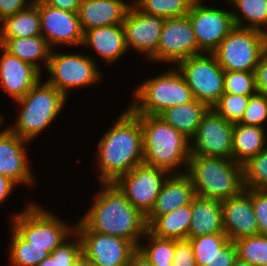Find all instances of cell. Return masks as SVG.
<instances>
[{
  "label": "cell",
  "mask_w": 267,
  "mask_h": 266,
  "mask_svg": "<svg viewBox=\"0 0 267 266\" xmlns=\"http://www.w3.org/2000/svg\"><path fill=\"white\" fill-rule=\"evenodd\" d=\"M128 266H153L142 254L138 251L131 257Z\"/></svg>",
  "instance_id": "obj_48"
},
{
  "label": "cell",
  "mask_w": 267,
  "mask_h": 266,
  "mask_svg": "<svg viewBox=\"0 0 267 266\" xmlns=\"http://www.w3.org/2000/svg\"><path fill=\"white\" fill-rule=\"evenodd\" d=\"M93 57L94 55L90 56L88 53H76V51L60 53L57 49H53L46 68L49 77L45 81L56 87L67 98L73 89L75 91L92 87L104 78Z\"/></svg>",
  "instance_id": "obj_8"
},
{
  "label": "cell",
  "mask_w": 267,
  "mask_h": 266,
  "mask_svg": "<svg viewBox=\"0 0 267 266\" xmlns=\"http://www.w3.org/2000/svg\"><path fill=\"white\" fill-rule=\"evenodd\" d=\"M131 4L132 0H82L78 10L82 32L123 24Z\"/></svg>",
  "instance_id": "obj_22"
},
{
  "label": "cell",
  "mask_w": 267,
  "mask_h": 266,
  "mask_svg": "<svg viewBox=\"0 0 267 266\" xmlns=\"http://www.w3.org/2000/svg\"><path fill=\"white\" fill-rule=\"evenodd\" d=\"M265 41H266V47H267V30L265 31Z\"/></svg>",
  "instance_id": "obj_52"
},
{
  "label": "cell",
  "mask_w": 267,
  "mask_h": 266,
  "mask_svg": "<svg viewBox=\"0 0 267 266\" xmlns=\"http://www.w3.org/2000/svg\"><path fill=\"white\" fill-rule=\"evenodd\" d=\"M41 35L40 13L35 3L0 21V38H26Z\"/></svg>",
  "instance_id": "obj_29"
},
{
  "label": "cell",
  "mask_w": 267,
  "mask_h": 266,
  "mask_svg": "<svg viewBox=\"0 0 267 266\" xmlns=\"http://www.w3.org/2000/svg\"><path fill=\"white\" fill-rule=\"evenodd\" d=\"M252 203L259 235L267 236V190L252 189Z\"/></svg>",
  "instance_id": "obj_41"
},
{
  "label": "cell",
  "mask_w": 267,
  "mask_h": 266,
  "mask_svg": "<svg viewBox=\"0 0 267 266\" xmlns=\"http://www.w3.org/2000/svg\"><path fill=\"white\" fill-rule=\"evenodd\" d=\"M153 266H175L174 263H168V264H164V265H153Z\"/></svg>",
  "instance_id": "obj_51"
},
{
  "label": "cell",
  "mask_w": 267,
  "mask_h": 266,
  "mask_svg": "<svg viewBox=\"0 0 267 266\" xmlns=\"http://www.w3.org/2000/svg\"><path fill=\"white\" fill-rule=\"evenodd\" d=\"M234 243L239 259L252 266H267V236L245 237Z\"/></svg>",
  "instance_id": "obj_35"
},
{
  "label": "cell",
  "mask_w": 267,
  "mask_h": 266,
  "mask_svg": "<svg viewBox=\"0 0 267 266\" xmlns=\"http://www.w3.org/2000/svg\"><path fill=\"white\" fill-rule=\"evenodd\" d=\"M81 47H88L98 53L107 65L115 64L128 53L125 44L123 24L97 27L83 33Z\"/></svg>",
  "instance_id": "obj_23"
},
{
  "label": "cell",
  "mask_w": 267,
  "mask_h": 266,
  "mask_svg": "<svg viewBox=\"0 0 267 266\" xmlns=\"http://www.w3.org/2000/svg\"><path fill=\"white\" fill-rule=\"evenodd\" d=\"M266 48L264 32L235 26L213 54L224 71L255 72Z\"/></svg>",
  "instance_id": "obj_9"
},
{
  "label": "cell",
  "mask_w": 267,
  "mask_h": 266,
  "mask_svg": "<svg viewBox=\"0 0 267 266\" xmlns=\"http://www.w3.org/2000/svg\"><path fill=\"white\" fill-rule=\"evenodd\" d=\"M236 27L267 30V0H225Z\"/></svg>",
  "instance_id": "obj_30"
},
{
  "label": "cell",
  "mask_w": 267,
  "mask_h": 266,
  "mask_svg": "<svg viewBox=\"0 0 267 266\" xmlns=\"http://www.w3.org/2000/svg\"><path fill=\"white\" fill-rule=\"evenodd\" d=\"M191 203L178 207L171 213L157 216L147 230L156 237L167 239H188L191 222Z\"/></svg>",
  "instance_id": "obj_28"
},
{
  "label": "cell",
  "mask_w": 267,
  "mask_h": 266,
  "mask_svg": "<svg viewBox=\"0 0 267 266\" xmlns=\"http://www.w3.org/2000/svg\"><path fill=\"white\" fill-rule=\"evenodd\" d=\"M34 0H0V21L29 7Z\"/></svg>",
  "instance_id": "obj_43"
},
{
  "label": "cell",
  "mask_w": 267,
  "mask_h": 266,
  "mask_svg": "<svg viewBox=\"0 0 267 266\" xmlns=\"http://www.w3.org/2000/svg\"><path fill=\"white\" fill-rule=\"evenodd\" d=\"M138 252L152 265L172 263L175 253V239L159 238L147 230L140 241Z\"/></svg>",
  "instance_id": "obj_32"
},
{
  "label": "cell",
  "mask_w": 267,
  "mask_h": 266,
  "mask_svg": "<svg viewBox=\"0 0 267 266\" xmlns=\"http://www.w3.org/2000/svg\"><path fill=\"white\" fill-rule=\"evenodd\" d=\"M129 107L137 115H159L165 109L195 98L176 66L135 85Z\"/></svg>",
  "instance_id": "obj_6"
},
{
  "label": "cell",
  "mask_w": 267,
  "mask_h": 266,
  "mask_svg": "<svg viewBox=\"0 0 267 266\" xmlns=\"http://www.w3.org/2000/svg\"><path fill=\"white\" fill-rule=\"evenodd\" d=\"M0 89L13 101L24 97L44 76L36 67L7 52L0 45Z\"/></svg>",
  "instance_id": "obj_20"
},
{
  "label": "cell",
  "mask_w": 267,
  "mask_h": 266,
  "mask_svg": "<svg viewBox=\"0 0 267 266\" xmlns=\"http://www.w3.org/2000/svg\"><path fill=\"white\" fill-rule=\"evenodd\" d=\"M267 122V96L256 93L250 96L247 108L239 123L265 128Z\"/></svg>",
  "instance_id": "obj_40"
},
{
  "label": "cell",
  "mask_w": 267,
  "mask_h": 266,
  "mask_svg": "<svg viewBox=\"0 0 267 266\" xmlns=\"http://www.w3.org/2000/svg\"><path fill=\"white\" fill-rule=\"evenodd\" d=\"M164 23L165 18L146 14L132 3L123 22L128 52L134 49L149 62L157 53Z\"/></svg>",
  "instance_id": "obj_16"
},
{
  "label": "cell",
  "mask_w": 267,
  "mask_h": 266,
  "mask_svg": "<svg viewBox=\"0 0 267 266\" xmlns=\"http://www.w3.org/2000/svg\"><path fill=\"white\" fill-rule=\"evenodd\" d=\"M223 229L230 241L259 235L252 203V189L221 201Z\"/></svg>",
  "instance_id": "obj_19"
},
{
  "label": "cell",
  "mask_w": 267,
  "mask_h": 266,
  "mask_svg": "<svg viewBox=\"0 0 267 266\" xmlns=\"http://www.w3.org/2000/svg\"><path fill=\"white\" fill-rule=\"evenodd\" d=\"M204 0H195L187 14L195 33L199 49L213 53L221 41L235 28L231 8L205 5Z\"/></svg>",
  "instance_id": "obj_12"
},
{
  "label": "cell",
  "mask_w": 267,
  "mask_h": 266,
  "mask_svg": "<svg viewBox=\"0 0 267 266\" xmlns=\"http://www.w3.org/2000/svg\"><path fill=\"white\" fill-rule=\"evenodd\" d=\"M10 242L8 260L10 266H37L50 253L44 248L33 246L25 241L12 227H10Z\"/></svg>",
  "instance_id": "obj_31"
},
{
  "label": "cell",
  "mask_w": 267,
  "mask_h": 266,
  "mask_svg": "<svg viewBox=\"0 0 267 266\" xmlns=\"http://www.w3.org/2000/svg\"><path fill=\"white\" fill-rule=\"evenodd\" d=\"M224 93L256 94L255 72L224 71Z\"/></svg>",
  "instance_id": "obj_39"
},
{
  "label": "cell",
  "mask_w": 267,
  "mask_h": 266,
  "mask_svg": "<svg viewBox=\"0 0 267 266\" xmlns=\"http://www.w3.org/2000/svg\"><path fill=\"white\" fill-rule=\"evenodd\" d=\"M45 4L60 10L78 13L82 0H41Z\"/></svg>",
  "instance_id": "obj_46"
},
{
  "label": "cell",
  "mask_w": 267,
  "mask_h": 266,
  "mask_svg": "<svg viewBox=\"0 0 267 266\" xmlns=\"http://www.w3.org/2000/svg\"><path fill=\"white\" fill-rule=\"evenodd\" d=\"M168 176L167 171L143 162L130 172L121 175L114 183L132 206L147 216L154 207L156 197Z\"/></svg>",
  "instance_id": "obj_13"
},
{
  "label": "cell",
  "mask_w": 267,
  "mask_h": 266,
  "mask_svg": "<svg viewBox=\"0 0 267 266\" xmlns=\"http://www.w3.org/2000/svg\"><path fill=\"white\" fill-rule=\"evenodd\" d=\"M245 189L267 190V148L243 164Z\"/></svg>",
  "instance_id": "obj_37"
},
{
  "label": "cell",
  "mask_w": 267,
  "mask_h": 266,
  "mask_svg": "<svg viewBox=\"0 0 267 266\" xmlns=\"http://www.w3.org/2000/svg\"><path fill=\"white\" fill-rule=\"evenodd\" d=\"M95 171L99 183H114L143 163V134L138 115L126 108L98 139Z\"/></svg>",
  "instance_id": "obj_1"
},
{
  "label": "cell",
  "mask_w": 267,
  "mask_h": 266,
  "mask_svg": "<svg viewBox=\"0 0 267 266\" xmlns=\"http://www.w3.org/2000/svg\"><path fill=\"white\" fill-rule=\"evenodd\" d=\"M237 258V249L233 241H229L215 256L213 266H232Z\"/></svg>",
  "instance_id": "obj_45"
},
{
  "label": "cell",
  "mask_w": 267,
  "mask_h": 266,
  "mask_svg": "<svg viewBox=\"0 0 267 266\" xmlns=\"http://www.w3.org/2000/svg\"><path fill=\"white\" fill-rule=\"evenodd\" d=\"M100 186L79 220L89 230L124 238L138 248L147 231L146 216L132 206L115 183Z\"/></svg>",
  "instance_id": "obj_2"
},
{
  "label": "cell",
  "mask_w": 267,
  "mask_h": 266,
  "mask_svg": "<svg viewBox=\"0 0 267 266\" xmlns=\"http://www.w3.org/2000/svg\"><path fill=\"white\" fill-rule=\"evenodd\" d=\"M2 123L4 113L0 114ZM0 130V174L10 178L17 185L31 187L36 183L33 169L28 158L27 145L30 142L12 133L7 127ZM23 184V185H22Z\"/></svg>",
  "instance_id": "obj_18"
},
{
  "label": "cell",
  "mask_w": 267,
  "mask_h": 266,
  "mask_svg": "<svg viewBox=\"0 0 267 266\" xmlns=\"http://www.w3.org/2000/svg\"><path fill=\"white\" fill-rule=\"evenodd\" d=\"M196 100L212 108L224 93V70L213 53H203L176 65Z\"/></svg>",
  "instance_id": "obj_10"
},
{
  "label": "cell",
  "mask_w": 267,
  "mask_h": 266,
  "mask_svg": "<svg viewBox=\"0 0 267 266\" xmlns=\"http://www.w3.org/2000/svg\"><path fill=\"white\" fill-rule=\"evenodd\" d=\"M203 54L199 49L189 16L168 18L160 35L156 55L149 61L176 66L186 58Z\"/></svg>",
  "instance_id": "obj_14"
},
{
  "label": "cell",
  "mask_w": 267,
  "mask_h": 266,
  "mask_svg": "<svg viewBox=\"0 0 267 266\" xmlns=\"http://www.w3.org/2000/svg\"><path fill=\"white\" fill-rule=\"evenodd\" d=\"M195 196L193 183L186 172L169 174L156 197L154 207L146 216L147 226L157 216L171 213L178 207L190 204Z\"/></svg>",
  "instance_id": "obj_21"
},
{
  "label": "cell",
  "mask_w": 267,
  "mask_h": 266,
  "mask_svg": "<svg viewBox=\"0 0 267 266\" xmlns=\"http://www.w3.org/2000/svg\"><path fill=\"white\" fill-rule=\"evenodd\" d=\"M232 266H252L249 263H247L246 261H243L241 259H239L238 257L234 260Z\"/></svg>",
  "instance_id": "obj_50"
},
{
  "label": "cell",
  "mask_w": 267,
  "mask_h": 266,
  "mask_svg": "<svg viewBox=\"0 0 267 266\" xmlns=\"http://www.w3.org/2000/svg\"><path fill=\"white\" fill-rule=\"evenodd\" d=\"M0 45L10 54L36 67L40 72L44 69L46 71L53 50L42 35L26 38H0Z\"/></svg>",
  "instance_id": "obj_25"
},
{
  "label": "cell",
  "mask_w": 267,
  "mask_h": 266,
  "mask_svg": "<svg viewBox=\"0 0 267 266\" xmlns=\"http://www.w3.org/2000/svg\"><path fill=\"white\" fill-rule=\"evenodd\" d=\"M18 186L10 178L0 174V206L4 204L6 200H9V196L12 195L15 188Z\"/></svg>",
  "instance_id": "obj_47"
},
{
  "label": "cell",
  "mask_w": 267,
  "mask_h": 266,
  "mask_svg": "<svg viewBox=\"0 0 267 266\" xmlns=\"http://www.w3.org/2000/svg\"><path fill=\"white\" fill-rule=\"evenodd\" d=\"M75 231L82 242V254L96 266H128L138 251L131 241L89 230L80 220L75 223Z\"/></svg>",
  "instance_id": "obj_11"
},
{
  "label": "cell",
  "mask_w": 267,
  "mask_h": 266,
  "mask_svg": "<svg viewBox=\"0 0 267 266\" xmlns=\"http://www.w3.org/2000/svg\"><path fill=\"white\" fill-rule=\"evenodd\" d=\"M72 266H91V264L88 259L83 254H81Z\"/></svg>",
  "instance_id": "obj_49"
},
{
  "label": "cell",
  "mask_w": 267,
  "mask_h": 266,
  "mask_svg": "<svg viewBox=\"0 0 267 266\" xmlns=\"http://www.w3.org/2000/svg\"><path fill=\"white\" fill-rule=\"evenodd\" d=\"M252 95L223 93L212 109L226 121L238 123Z\"/></svg>",
  "instance_id": "obj_38"
},
{
  "label": "cell",
  "mask_w": 267,
  "mask_h": 266,
  "mask_svg": "<svg viewBox=\"0 0 267 266\" xmlns=\"http://www.w3.org/2000/svg\"><path fill=\"white\" fill-rule=\"evenodd\" d=\"M255 80L257 93L267 96V48L262 53L255 69Z\"/></svg>",
  "instance_id": "obj_44"
},
{
  "label": "cell",
  "mask_w": 267,
  "mask_h": 266,
  "mask_svg": "<svg viewBox=\"0 0 267 266\" xmlns=\"http://www.w3.org/2000/svg\"><path fill=\"white\" fill-rule=\"evenodd\" d=\"M40 13L41 35L56 47L82 46L83 32L78 13L53 8L41 0H34Z\"/></svg>",
  "instance_id": "obj_17"
},
{
  "label": "cell",
  "mask_w": 267,
  "mask_h": 266,
  "mask_svg": "<svg viewBox=\"0 0 267 266\" xmlns=\"http://www.w3.org/2000/svg\"><path fill=\"white\" fill-rule=\"evenodd\" d=\"M186 173L203 198L223 201L245 190L243 165L233 159L191 155Z\"/></svg>",
  "instance_id": "obj_5"
},
{
  "label": "cell",
  "mask_w": 267,
  "mask_h": 266,
  "mask_svg": "<svg viewBox=\"0 0 267 266\" xmlns=\"http://www.w3.org/2000/svg\"><path fill=\"white\" fill-rule=\"evenodd\" d=\"M209 109L206 104L194 99L191 102L167 108L158 116L191 139Z\"/></svg>",
  "instance_id": "obj_27"
},
{
  "label": "cell",
  "mask_w": 267,
  "mask_h": 266,
  "mask_svg": "<svg viewBox=\"0 0 267 266\" xmlns=\"http://www.w3.org/2000/svg\"><path fill=\"white\" fill-rule=\"evenodd\" d=\"M189 237L225 233L220 200L195 196L191 202Z\"/></svg>",
  "instance_id": "obj_24"
},
{
  "label": "cell",
  "mask_w": 267,
  "mask_h": 266,
  "mask_svg": "<svg viewBox=\"0 0 267 266\" xmlns=\"http://www.w3.org/2000/svg\"><path fill=\"white\" fill-rule=\"evenodd\" d=\"M173 263L175 266H196L190 239L175 240Z\"/></svg>",
  "instance_id": "obj_42"
},
{
  "label": "cell",
  "mask_w": 267,
  "mask_h": 266,
  "mask_svg": "<svg viewBox=\"0 0 267 266\" xmlns=\"http://www.w3.org/2000/svg\"><path fill=\"white\" fill-rule=\"evenodd\" d=\"M44 81V82H43ZM67 98L56 87L40 80L22 98L14 103L19 105L16 121L7 128L20 138L33 143L42 132L56 122V118L67 105Z\"/></svg>",
  "instance_id": "obj_4"
},
{
  "label": "cell",
  "mask_w": 267,
  "mask_h": 266,
  "mask_svg": "<svg viewBox=\"0 0 267 266\" xmlns=\"http://www.w3.org/2000/svg\"><path fill=\"white\" fill-rule=\"evenodd\" d=\"M196 260V266H213L215 256L230 240L226 233H214L189 237Z\"/></svg>",
  "instance_id": "obj_33"
},
{
  "label": "cell",
  "mask_w": 267,
  "mask_h": 266,
  "mask_svg": "<svg viewBox=\"0 0 267 266\" xmlns=\"http://www.w3.org/2000/svg\"><path fill=\"white\" fill-rule=\"evenodd\" d=\"M81 254L82 242L80 236L75 231L48 257L39 262L37 266H72Z\"/></svg>",
  "instance_id": "obj_36"
},
{
  "label": "cell",
  "mask_w": 267,
  "mask_h": 266,
  "mask_svg": "<svg viewBox=\"0 0 267 266\" xmlns=\"http://www.w3.org/2000/svg\"><path fill=\"white\" fill-rule=\"evenodd\" d=\"M266 132L267 129L259 126L234 123L232 159L243 165L250 158L267 148Z\"/></svg>",
  "instance_id": "obj_26"
},
{
  "label": "cell",
  "mask_w": 267,
  "mask_h": 266,
  "mask_svg": "<svg viewBox=\"0 0 267 266\" xmlns=\"http://www.w3.org/2000/svg\"><path fill=\"white\" fill-rule=\"evenodd\" d=\"M23 210L13 213L11 227L33 246L52 253L75 232V223L69 225L65 219L36 202H26ZM65 221V222H64Z\"/></svg>",
  "instance_id": "obj_7"
},
{
  "label": "cell",
  "mask_w": 267,
  "mask_h": 266,
  "mask_svg": "<svg viewBox=\"0 0 267 266\" xmlns=\"http://www.w3.org/2000/svg\"><path fill=\"white\" fill-rule=\"evenodd\" d=\"M143 134V162L169 174L188 168L190 139L158 115H138Z\"/></svg>",
  "instance_id": "obj_3"
},
{
  "label": "cell",
  "mask_w": 267,
  "mask_h": 266,
  "mask_svg": "<svg viewBox=\"0 0 267 266\" xmlns=\"http://www.w3.org/2000/svg\"><path fill=\"white\" fill-rule=\"evenodd\" d=\"M233 125L210 108L190 139L191 155L232 159Z\"/></svg>",
  "instance_id": "obj_15"
},
{
  "label": "cell",
  "mask_w": 267,
  "mask_h": 266,
  "mask_svg": "<svg viewBox=\"0 0 267 266\" xmlns=\"http://www.w3.org/2000/svg\"><path fill=\"white\" fill-rule=\"evenodd\" d=\"M195 0H132L142 12L165 19L186 16Z\"/></svg>",
  "instance_id": "obj_34"
}]
</instances>
